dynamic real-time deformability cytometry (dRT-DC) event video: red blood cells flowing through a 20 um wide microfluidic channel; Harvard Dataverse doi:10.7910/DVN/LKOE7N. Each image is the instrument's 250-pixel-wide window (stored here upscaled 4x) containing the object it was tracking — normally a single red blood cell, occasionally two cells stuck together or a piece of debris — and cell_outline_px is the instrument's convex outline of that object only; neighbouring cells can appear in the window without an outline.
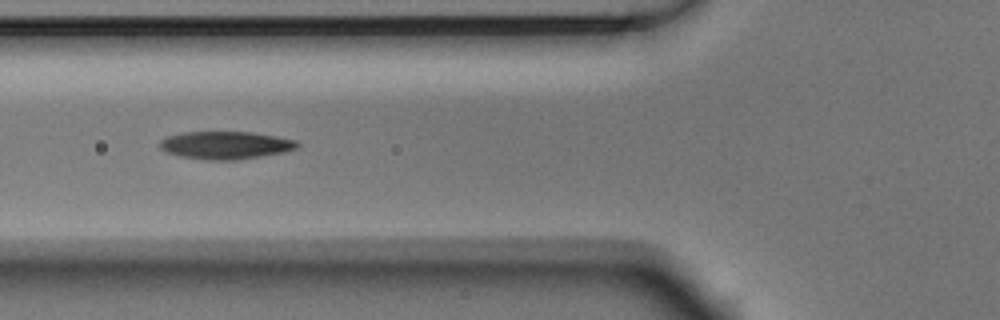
{"species": "Egyptian fruit bat (a non-hibernating species)", "species_latin": "Rousettus aegyptiacus", "temperature_condition": "room temperature", "stored_images_in_passage": 13, "segment_of_instrument_passage": [1, 2], "camera_frame_rate_fps": 3000, "um_per_image_px": 0.085, "animal": {"sex": "male"}, "frame": {"image": 1, "passage_image": 4, "time_ms": 1.0, "image_size_px": [1000, 320], "cell_outline_px": [[300, 144], [296, 148], [284, 152], [236, 160], [208, 160], [180, 156], [168, 152], [160, 148], [160, 140], [168, 136], [184, 132], [252, 132], [276, 136], [296, 140]], "centroid_in_image_um": [19.19, 12.34], "position_along_channel_um": 106.6, "area_um2": 22.08}}
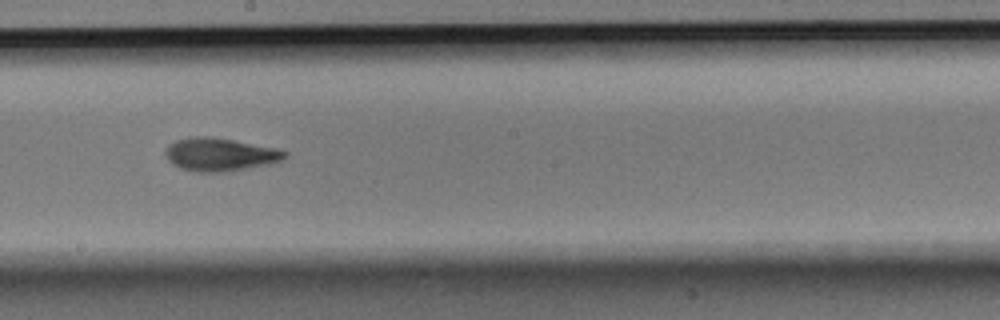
{"frame": {"image": 2, "passage_image": 7, "time_ms": 2.0, "image_size_px": [1000, 320], "cell_outline_px": [[288, 156], [280, 160], [268, 164], [228, 172], [196, 172], [180, 168], [172, 164], [168, 160], [164, 152], [168, 144], [176, 140], [188, 136], [212, 136], [276, 148], [288, 152]], "centroid_in_image_um": [18.66, 13.12], "position_along_channel_um": 229.5, "area_um2": 23.24}}
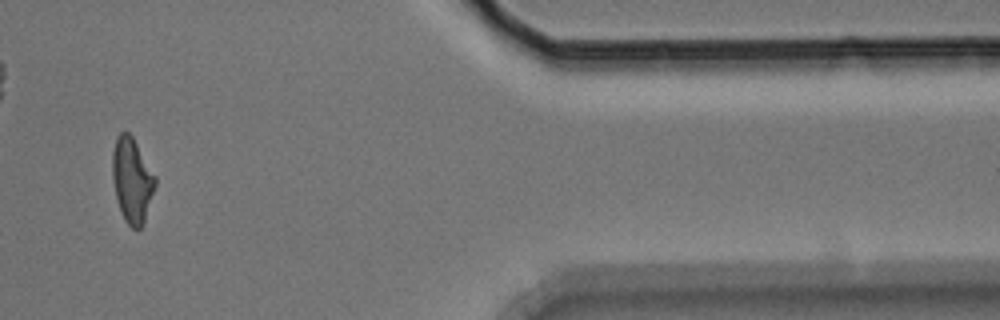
{"frame": {"image": 3, "passage_image": 11, "time_ms": 3.333, "image_size_px": [1000, 320], "cell_outline_px": [[156, 184], [144, 220], [140, 228], [136, 232], [124, 220], [116, 200], [112, 176], [112, 152], [116, 136], [120, 132], [128, 132], [132, 136], [156, 176]], "centroid_in_image_um": [11.2, 15.31], "position_along_channel_um": 400.2, "area_um2": 21.21}}